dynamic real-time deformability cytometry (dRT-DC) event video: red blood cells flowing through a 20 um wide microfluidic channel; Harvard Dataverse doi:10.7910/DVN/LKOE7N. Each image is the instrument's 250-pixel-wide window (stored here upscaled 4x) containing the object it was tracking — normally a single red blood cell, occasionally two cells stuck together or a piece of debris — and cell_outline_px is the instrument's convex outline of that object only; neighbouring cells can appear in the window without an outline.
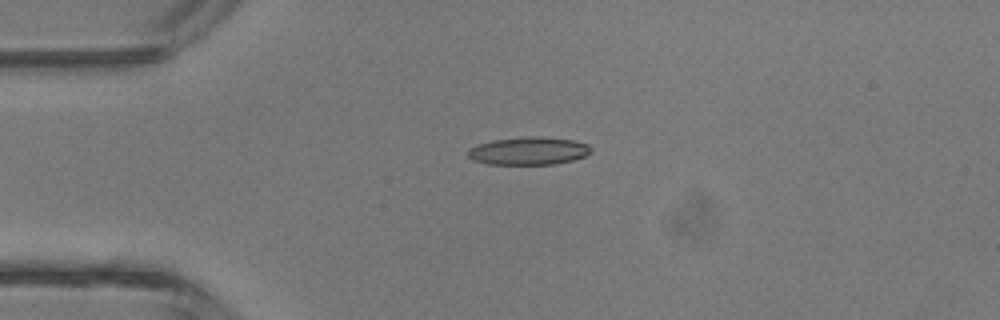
{"species": "common noctule bat (a hibernating species)", "species_latin": "Nyctalus noctula", "temperature_condition": "room temperature", "stored_images_in_passage": 4, "camera_frame_rate_fps": 3000, "um_per_image_px": 0.085, "animal": {"sex": "male", "body_mass_g": 13.3}, "frame": {"image": 1, "passage_image": 3, "time_ms": 3.333, "image_size_px": [1000, 320], "cell_outline_px": [[592, 152], [584, 156], [572, 160], [552, 164], [488, 164], [472, 160], [468, 156], [468, 152], [476, 144], [492, 140], [528, 136], [544, 136], [572, 140], [588, 144], [592, 148]], "centroid_in_image_um": [44.94, 12.82], "position_along_channel_um": 40.1, "area_um2": 20.0}}
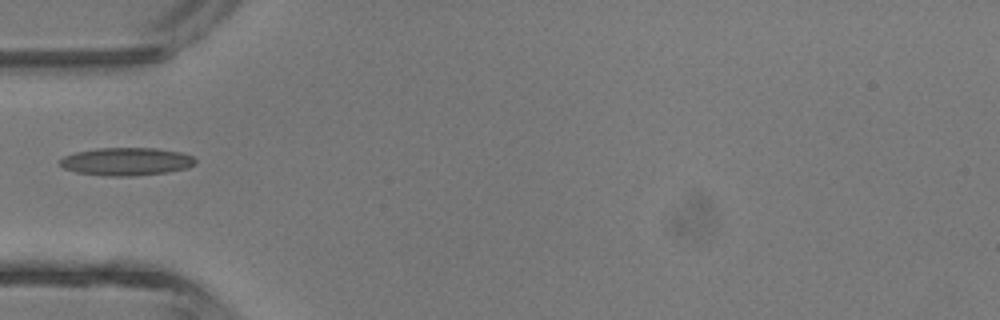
{"frame": {"image": 2, "passage_image": 4, "time_ms": 4.667, "image_size_px": [1000, 320], "cell_outline_px": [[196, 164], [188, 168], [168, 172], [132, 176], [108, 176], [76, 172], [64, 168], [60, 164], [60, 160], [64, 156], [76, 152], [96, 148], [156, 148], [180, 152], [192, 156], [196, 160]], "centroid_in_image_um": [10.77, 13.73], "position_along_channel_um": 74.2, "area_um2": 22.02}}